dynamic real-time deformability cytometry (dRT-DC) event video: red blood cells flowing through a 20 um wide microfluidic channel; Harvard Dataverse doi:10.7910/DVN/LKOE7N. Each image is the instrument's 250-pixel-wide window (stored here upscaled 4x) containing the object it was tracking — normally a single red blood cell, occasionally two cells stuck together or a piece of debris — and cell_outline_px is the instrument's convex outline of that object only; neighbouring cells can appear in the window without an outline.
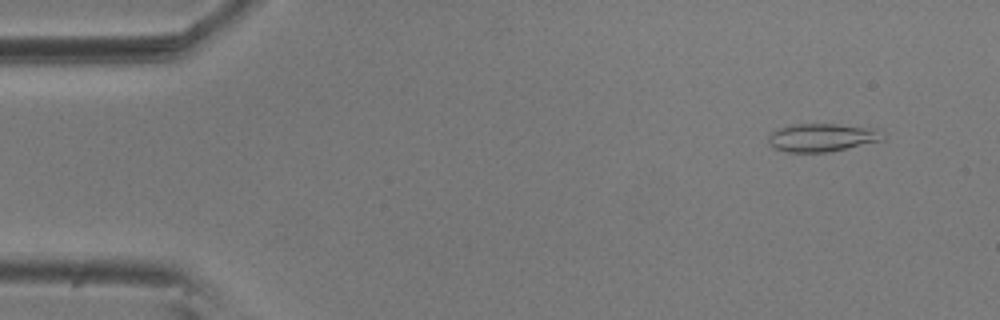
{"species": "common noctule bat (a hibernating species)", "species_latin": "Nyctalus noctula", "temperature_condition": "room temperature", "stored_images_in_passage": 51, "camera_frame_rate_fps": 3000, "um_per_image_px": 0.085, "animal": {"sex": "male", "body_mass_g": 20.5, "forearm_length_mm": 52.5}, "frame": {"image": 1, "passage_image": 4, "time_ms": 1.0, "image_size_px": [1000, 320], "cell_outline_px": [[884, 140], [828, 152], [788, 152], [772, 148], [768, 144], [768, 136], [772, 132], [788, 124], [836, 124], [876, 128], [884, 132]], "centroid_in_image_um": [69.87, 11.68], "position_along_channel_um": 15.1, "area_um2": 18.96}}
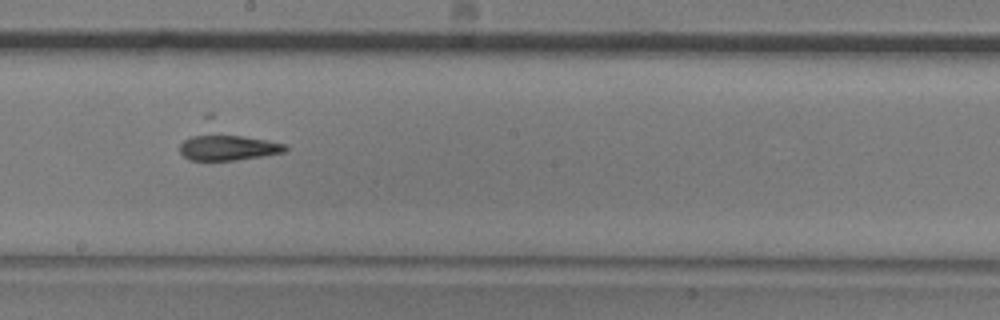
{"frame": {"image": 2, "passage_image": 30, "time_ms": 9.667, "image_size_px": [1000, 320], "cell_outline_px": [[288, 152], [264, 156], [236, 160], [188, 160], [180, 152], [180, 144], [184, 140], [192, 136], [204, 132], [212, 132], [268, 140], [288, 144]], "centroid_in_image_um": [19.4, 12.52], "position_along_channel_um": 228.8, "area_um2": 16.3}}
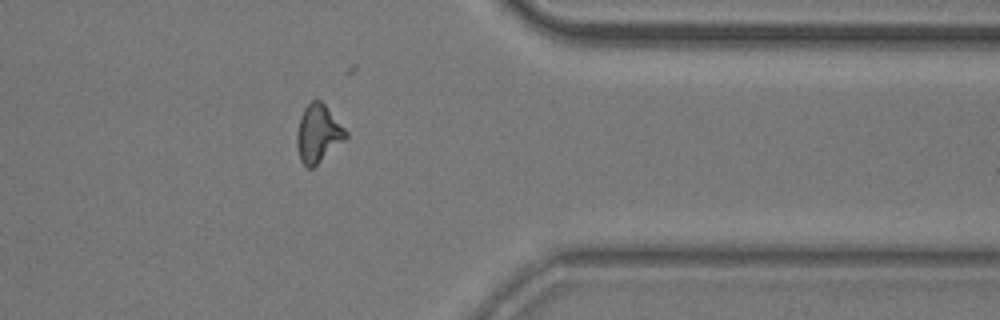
{"frame": {"image": 3, "passage_image": 44, "time_ms": 14.333, "image_size_px": [1000, 320], "cell_outline_px": [[348, 136], [344, 140], [312, 168], [308, 168], [300, 160], [296, 144], [296, 136], [300, 116], [304, 108], [312, 100], [320, 100], [324, 104], [348, 132]], "centroid_in_image_um": [27.02, 11.34], "position_along_channel_um": 384.4, "area_um2": 16.24}, "authors_computed_cell_mechanics": {"area_um2": 16.6464, "velocity_mm_per_s": 3.6228, "shape_relaxation_time_tau1_ms": 5.9077, "shape_relaxation_time_tau2_ms": 3.7316, "deformation_change_tau1": 0.1625, "deformation_change_tau2": 0.1245}}